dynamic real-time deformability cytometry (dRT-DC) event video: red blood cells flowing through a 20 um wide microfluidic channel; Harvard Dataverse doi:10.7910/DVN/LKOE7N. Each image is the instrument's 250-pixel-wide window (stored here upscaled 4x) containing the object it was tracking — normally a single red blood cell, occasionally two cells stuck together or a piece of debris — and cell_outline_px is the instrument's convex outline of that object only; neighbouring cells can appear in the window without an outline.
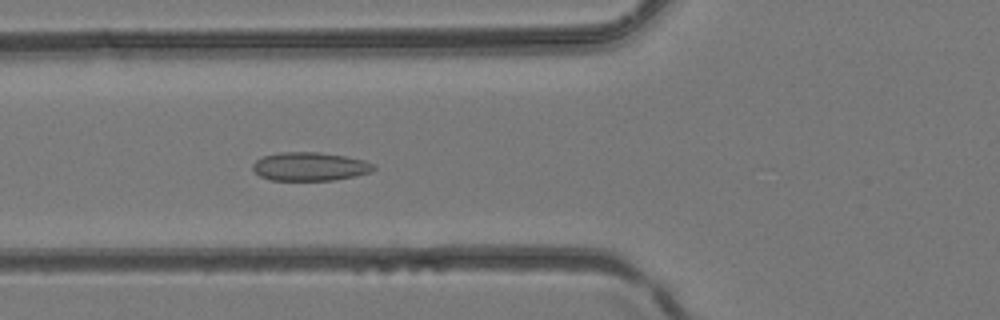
{"species": "common noctule bat (a hibernating species)", "species_latin": "Nyctalus noctula", "temperature_condition": "room temperature", "stored_images_in_passage": 27, "camera_frame_rate_fps": 3000, "um_per_image_px": 0.085, "animal": {"sex": "female", "body_mass_g": 24.6, "forearm_length_mm": 56.2}, "frame": {"image": 1, "passage_image": 8, "time_ms": 2.333, "image_size_px": [1000, 320], "cell_outline_px": [[376, 168], [368, 172], [356, 176], [336, 180], [272, 180], [260, 176], [252, 168], [252, 164], [256, 160], [264, 156], [280, 152], [320, 152], [344, 156], [364, 160], [372, 164]], "centroid_in_image_um": [26.33, 14.15], "position_along_channel_um": 99.5, "area_um2": 20.0}}
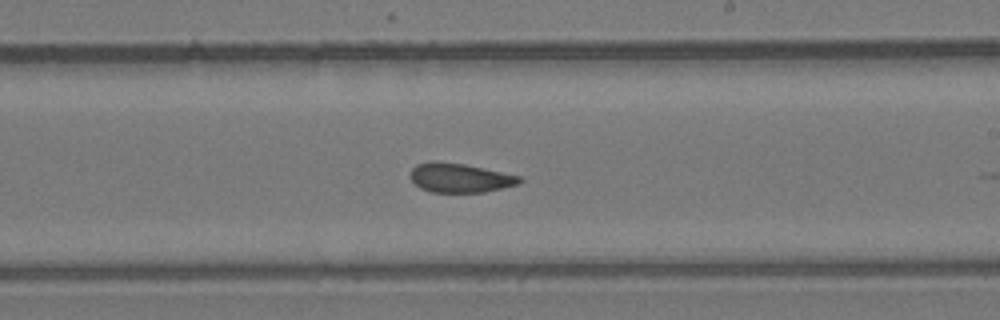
{"frame": {"image": 2, "passage_image": 17, "time_ms": 5.333, "image_size_px": [1000, 320], "cell_outline_px": [[524, 180], [520, 184], [484, 192], [432, 192], [420, 188], [412, 180], [412, 168], [416, 164], [432, 160], [464, 164], [520, 176]], "centroid_in_image_um": [39.11, 15.11], "position_along_channel_um": 249.9, "area_um2": 18.5}}
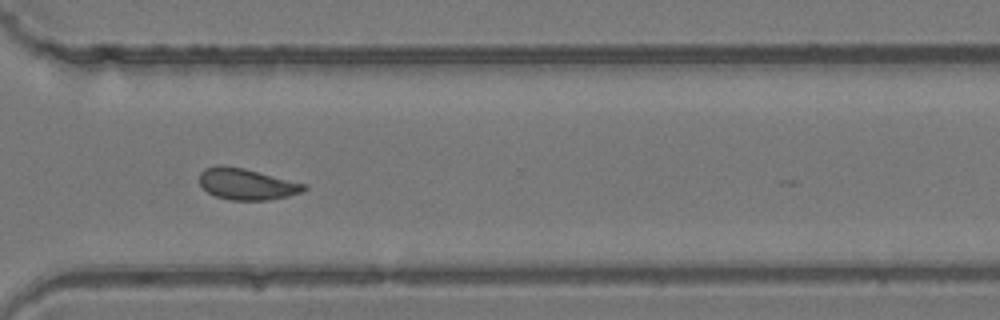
{"frame": {"image": 3, "passage_image": 23, "time_ms": 7.333, "image_size_px": [1000, 320], "cell_outline_px": [[308, 188], [300, 192], [288, 196], [268, 200], [228, 200], [216, 196], [208, 192], [200, 184], [200, 172], [204, 168], [220, 164], [224, 164], [244, 168], [308, 184]], "centroid_in_image_um": [20.97, 15.63], "position_along_channel_um": 349.6, "area_um2": 19.25}}